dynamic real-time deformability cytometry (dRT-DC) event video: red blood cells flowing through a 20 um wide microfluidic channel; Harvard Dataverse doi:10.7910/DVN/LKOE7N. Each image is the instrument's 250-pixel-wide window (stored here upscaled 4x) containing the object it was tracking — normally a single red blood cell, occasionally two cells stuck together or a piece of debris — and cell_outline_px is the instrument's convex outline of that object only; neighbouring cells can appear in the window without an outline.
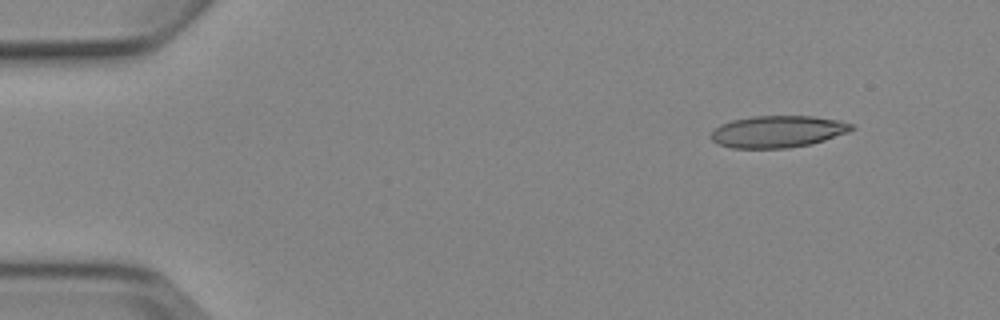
{"species": "Egyptian fruit bat (a non-hibernating species)", "species_latin": "Rousettus aegyptiacus", "temperature_condition": "cold", "stored_images_in_passage": 4, "camera_frame_rate_fps": 3000, "um_per_image_px": 0.085, "animal": {"sex": "female"}, "frame": {"image": 1, "passage_image": 1, "time_ms": 0.0, "image_size_px": [1000, 320], "cell_outline_px": [[856, 128], [848, 132], [824, 140], [808, 144], [788, 148], [732, 148], [720, 144], [712, 140], [712, 132], [720, 124], [732, 120], [752, 116], [812, 116], [840, 120], [852, 124]], "centroid_in_image_um": [66.13, 11.17], "position_along_channel_um": 18.9, "area_um2": 25.95}}
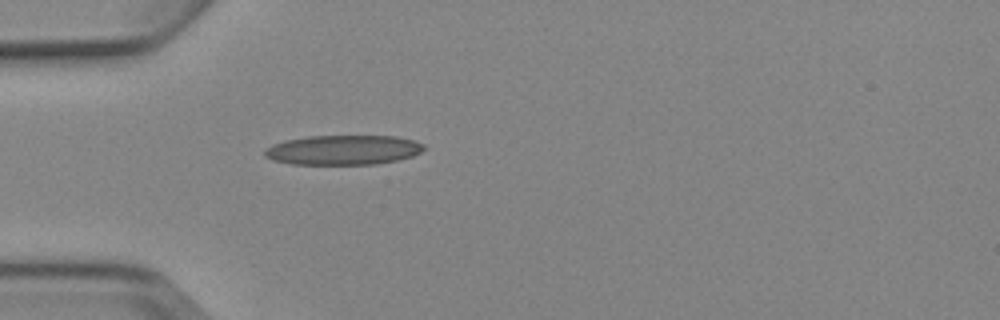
{"frame": {"image": 2, "passage_image": 4, "time_ms": 3.333, "image_size_px": [1000, 320], "cell_outline_px": [[424, 148], [420, 152], [412, 156], [396, 160], [376, 164], [292, 164], [272, 160], [264, 156], [264, 152], [272, 144], [288, 140], [308, 136], [396, 136], [412, 140], [424, 144]], "centroid_in_image_um": [29.16, 12.75], "position_along_channel_um": 55.8, "area_um2": 27.34}}